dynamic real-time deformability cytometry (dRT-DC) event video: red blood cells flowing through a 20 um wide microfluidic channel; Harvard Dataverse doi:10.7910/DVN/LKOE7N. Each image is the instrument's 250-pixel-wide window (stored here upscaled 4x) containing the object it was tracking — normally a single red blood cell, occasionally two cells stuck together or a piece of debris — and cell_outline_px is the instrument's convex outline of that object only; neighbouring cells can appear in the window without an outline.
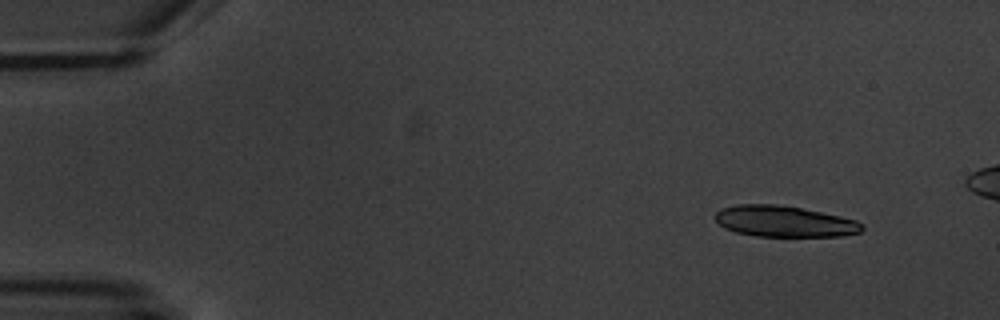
{"species": "common noctule bat (a hibernating species)", "species_latin": "Nyctalus noctula", "temperature_condition": "warm", "stored_images_in_passage": 5, "camera_frame_rate_fps": 3000, "um_per_image_px": 0.085, "animal": {"sex": "male", "body_mass_g": 20.1, "forearm_length_mm": 53.5}, "frame": {"image": 1, "passage_image": 1, "time_ms": 0.0, "image_size_px": [1000, 320], "cell_outline_px": [[864, 228], [860, 232], [840, 236], [756, 236], [736, 232], [724, 228], [716, 220], [716, 212], [720, 208], [736, 204], [776, 204], [800, 208], [840, 216], [856, 220], [864, 224]], "centroid_in_image_um": [66.66, 18.81], "position_along_channel_um": 18.3, "area_um2": 26.53}}